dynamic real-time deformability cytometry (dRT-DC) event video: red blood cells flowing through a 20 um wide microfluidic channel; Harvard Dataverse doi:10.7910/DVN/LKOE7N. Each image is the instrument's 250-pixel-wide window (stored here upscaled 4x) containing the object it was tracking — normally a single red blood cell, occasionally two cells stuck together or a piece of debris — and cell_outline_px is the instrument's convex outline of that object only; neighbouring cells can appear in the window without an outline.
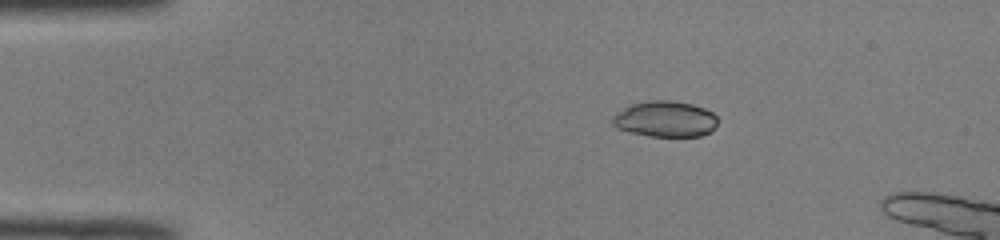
{"species": "common noctule bat (a hibernating species)", "species_latin": "Nyctalus noctula", "temperature_condition": "room temperature", "stored_images_in_passage": 40, "camera_frame_rate_fps": 3000, "um_per_image_px": 0.085, "animal": {"sex": "male", "body_mass_g": 19.0, "forearm_length_mm": 50.8}, "frame": {"image": 1, "passage_image": 1, "time_ms": 0.0, "image_size_px": [1000, 240], "cell_outline_px": [[716, 124], [708, 132], [700, 136], [652, 136], [632, 132], [616, 128], [612, 124], [612, 116], [616, 112], [632, 104], [648, 100], [668, 100], [692, 104], [704, 108], [712, 112], [716, 116]], "centroid_in_image_um": [56.51, 10.11], "position_along_channel_um": 28.5, "area_um2": 21.79}}
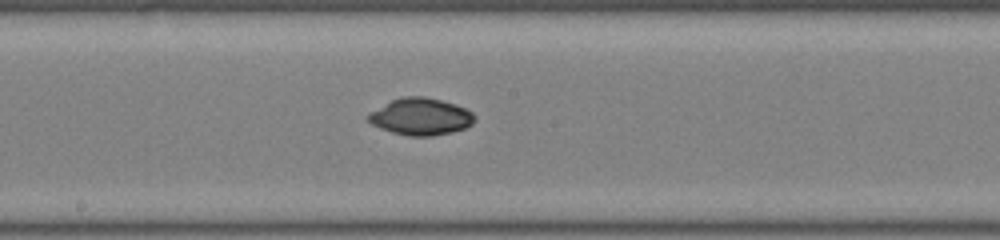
{"frame": {"image": 2, "passage_image": 19, "time_ms": 6.0, "image_size_px": [1000, 240], "cell_outline_px": [[476, 116], [472, 124], [464, 128], [452, 132], [432, 136], [408, 136], [392, 132], [380, 128], [364, 120], [364, 116], [368, 112], [400, 96], [424, 96], [456, 104], [472, 112]], "centroid_in_image_um": [35.71, 9.91], "position_along_channel_um": 212.5, "area_um2": 23.18}}
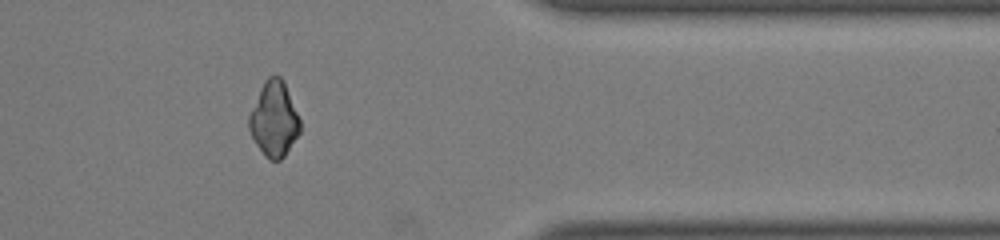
{"frame": {"image": 3, "passage_image": 33, "time_ms": 10.667, "image_size_px": [1000, 240], "cell_outline_px": [[300, 132], [284, 156], [280, 160], [268, 160], [264, 156], [256, 144], [248, 128], [248, 116], [260, 88], [264, 80], [268, 76], [280, 76], [284, 80], [300, 120]], "centroid_in_image_um": [23.28, 10.12], "position_along_channel_um": 388.1, "area_um2": 22.25}, "authors_computed_cell_mechanics": {"area_um2": 22.4264, "velocity_mm_per_s": 4.1024, "shape_relaxation_time_tau1_ms": 6.8938, "shape_relaxation_time_tau2_ms": null, "deformation_change_tau1": 0.1985, "deformation_change_tau2": null}}